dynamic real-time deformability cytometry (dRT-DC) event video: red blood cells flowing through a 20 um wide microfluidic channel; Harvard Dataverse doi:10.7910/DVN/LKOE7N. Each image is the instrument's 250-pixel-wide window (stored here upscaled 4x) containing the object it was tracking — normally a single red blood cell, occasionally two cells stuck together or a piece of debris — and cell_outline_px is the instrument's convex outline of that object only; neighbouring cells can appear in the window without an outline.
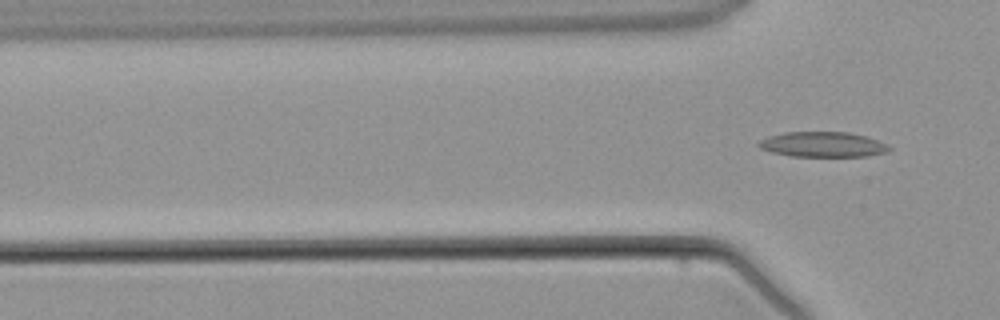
{"species": "common noctule bat (a hibernating species)", "species_latin": "Nyctalus noctula", "temperature_condition": "warm", "stored_images_in_passage": 4, "camera_frame_rate_fps": 3000, "um_per_image_px": 0.085, "animal": {"sex": "male", "body_mass_g": 21.5, "forearm_length_mm": 52.0}, "frame": {"image": 1, "passage_image": 4, "time_ms": 3.667, "image_size_px": [1000, 320], "cell_outline_px": [[892, 148], [888, 152], [868, 156], [792, 156], [772, 152], [760, 148], [756, 144], [760, 140], [768, 136], [784, 132], [848, 132], [864, 136], [888, 144]], "centroid_in_image_um": [69.94, 12.28], "position_along_channel_um": 55.9, "area_um2": 19.13}}